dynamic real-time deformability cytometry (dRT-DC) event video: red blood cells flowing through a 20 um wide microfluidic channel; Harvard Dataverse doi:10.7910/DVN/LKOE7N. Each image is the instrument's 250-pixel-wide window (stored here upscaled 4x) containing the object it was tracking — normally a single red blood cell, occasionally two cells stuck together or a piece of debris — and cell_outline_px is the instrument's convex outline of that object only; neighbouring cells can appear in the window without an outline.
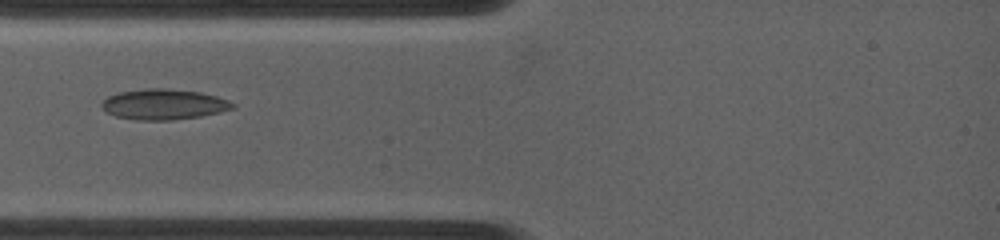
{"species": "common noctule bat (a hibernating species)", "species_latin": "Nyctalus noctula", "temperature_condition": "warm", "stored_images_in_passage": 5, "camera_frame_rate_fps": 4500, "um_per_image_px": 0.085, "animal": {"sex": "female", "body_mass_g": 19.0, "forearm_length_mm": 53.3}, "frame": {"image": 1, "passage_image": 1, "time_ms": 0.0, "image_size_px": [1000, 240], "cell_outline_px": [[236, 108], [220, 112], [200, 116], [172, 120], [136, 120], [116, 116], [104, 112], [100, 104], [108, 96], [120, 92], [148, 88], [164, 88], [200, 92], [216, 96], [228, 100], [236, 104]], "centroid_in_image_um": [13.92, 8.87], "position_along_channel_um": 71.1, "area_um2": 23.35}}